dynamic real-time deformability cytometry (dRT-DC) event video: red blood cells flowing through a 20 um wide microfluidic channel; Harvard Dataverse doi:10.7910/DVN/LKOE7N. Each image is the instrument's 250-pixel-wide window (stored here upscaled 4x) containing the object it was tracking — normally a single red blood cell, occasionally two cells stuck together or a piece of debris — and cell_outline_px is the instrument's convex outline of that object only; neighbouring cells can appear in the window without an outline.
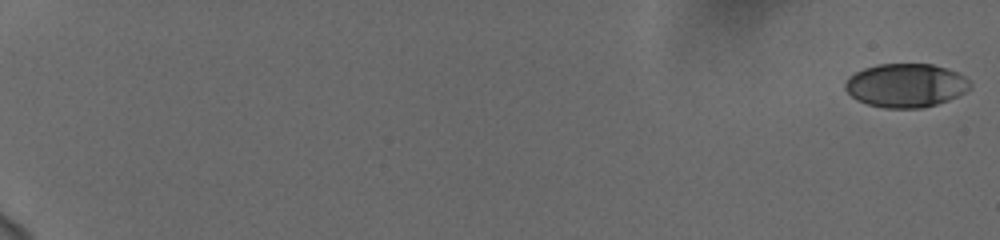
{"species": "human", "species_latin": "Homo sapiens", "temperature_condition": "cold", "stored_images_in_passage": 59, "camera_frame_rate_fps": 3000, "um_per_image_px": 0.085, "donor": {"sex": "female"}, "frame": {"image": 1, "passage_image": 1, "time_ms": 0.0, "image_size_px": [1000, 240], "cell_outline_px": [[972, 84], [964, 92], [948, 100], [936, 104], [920, 108], [884, 108], [868, 104], [856, 100], [844, 88], [844, 84], [848, 76], [864, 68], [880, 64], [932, 64], [956, 72], [964, 76]], "centroid_in_image_um": [76.95, 7.26], "position_along_channel_um": 8.0, "area_um2": 31.62}}
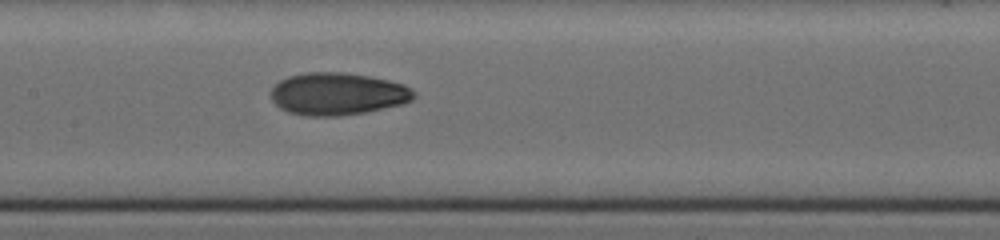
{"frame": {"image": 2, "passage_image": 33, "time_ms": 10.667, "image_size_px": [1000, 240], "cell_outline_px": [[416, 96], [412, 100], [404, 104], [364, 112], [340, 116], [308, 116], [288, 112], [280, 108], [272, 100], [272, 88], [280, 80], [288, 76], [308, 72], [344, 72], [368, 76], [388, 80], [404, 84], [416, 92]], "centroid_in_image_um": [28.72, 7.98], "position_along_channel_um": 178.7, "area_um2": 35.37}}
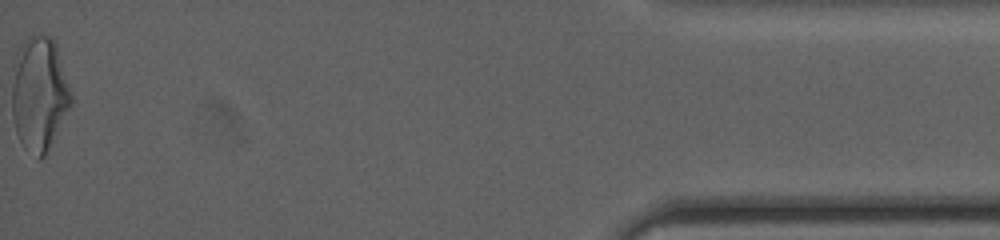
{"frame": {"image": 3, "passage_image": 59, "time_ms": 19.333, "image_size_px": [1000, 240], "cell_outline_px": [[72, 104], [44, 156], [40, 160], [36, 160], [24, 148], [16, 132], [12, 116], [12, 60], [20, 44], [28, 36], [48, 36], [56, 44], [72, 92]], "centroid_in_image_um": [3.31, 7.98], "position_along_channel_um": 431.9, "area_um2": 39.82}, "authors_computed_cell_mechanics": {"area_um2": 33.7552, "velocity_mm_per_s": 3.7522, "shape_relaxation_time_tau1_ms": 5.2827, "shape_relaxation_time_tau2_ms": 1.8463, "deformation_change_tau1": 0.1737, "deformation_change_tau2": 0.0685}}